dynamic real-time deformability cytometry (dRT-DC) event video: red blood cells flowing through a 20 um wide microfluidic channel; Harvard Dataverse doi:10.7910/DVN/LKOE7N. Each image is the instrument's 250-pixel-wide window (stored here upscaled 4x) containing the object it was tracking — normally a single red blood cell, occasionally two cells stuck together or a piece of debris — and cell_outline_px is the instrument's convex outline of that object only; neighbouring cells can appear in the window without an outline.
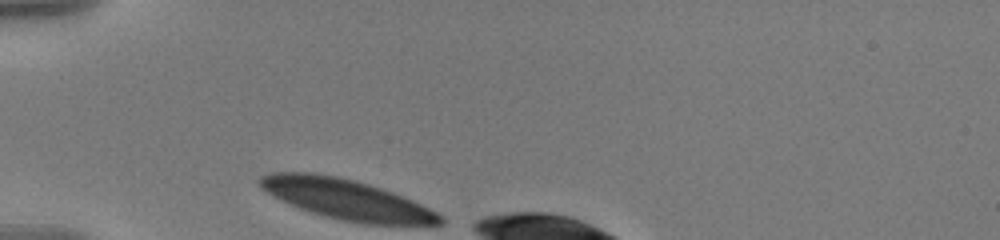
{"species": "human", "species_latin": "Homo sapiens", "temperature_condition": "warm", "stored_images_in_passage": 17, "camera_frame_rate_fps": 3000, "um_per_image_px": 0.085, "donor": {"sex": "male"}, "frame": {"image": 1, "passage_image": 1, "time_ms": 0.0, "image_size_px": [1000, 240], "cell_outline_px": [[444, 224], [364, 224], [340, 220], [324, 216], [300, 208], [272, 196], [260, 188], [256, 180], [260, 176], [272, 172], [316, 172], [356, 180], [392, 192], [412, 200], [444, 216]], "centroid_in_image_um": [29.4, 16.93], "position_along_channel_um": 55.6, "area_um2": 42.19}}
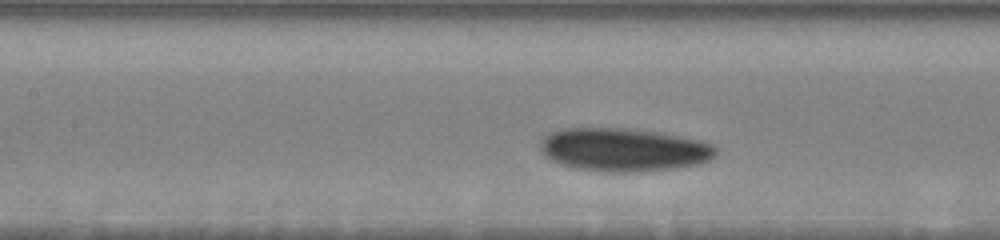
{"frame": {"image": 2, "passage_image": 11, "time_ms": 3.333, "image_size_px": [1000, 240], "cell_outline_px": [[716, 152], [708, 160], [696, 164], [676, 168], [644, 172], [604, 172], [572, 168], [560, 164], [544, 156], [540, 148], [540, 140], [548, 132], [564, 128], [624, 128], [656, 132], [700, 140], [712, 144], [716, 148]], "centroid_in_image_um": [52.94, 12.73], "position_along_channel_um": 154.5, "area_um2": 44.45}}
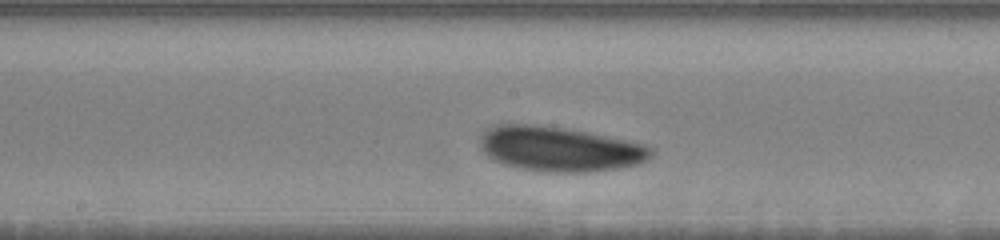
{"frame": {"image": 3, "passage_image": 15, "time_ms": 4.667, "image_size_px": [1000, 240], "cell_outline_px": [[652, 156], [648, 160], [640, 164], [620, 168], [588, 172], [544, 172], [516, 168], [504, 164], [496, 160], [480, 148], [480, 140], [484, 132], [500, 124], [536, 124], [564, 128], [644, 144], [652, 148]], "centroid_in_image_um": [47.6, 12.68], "position_along_channel_um": 200.6, "area_um2": 44.33}}